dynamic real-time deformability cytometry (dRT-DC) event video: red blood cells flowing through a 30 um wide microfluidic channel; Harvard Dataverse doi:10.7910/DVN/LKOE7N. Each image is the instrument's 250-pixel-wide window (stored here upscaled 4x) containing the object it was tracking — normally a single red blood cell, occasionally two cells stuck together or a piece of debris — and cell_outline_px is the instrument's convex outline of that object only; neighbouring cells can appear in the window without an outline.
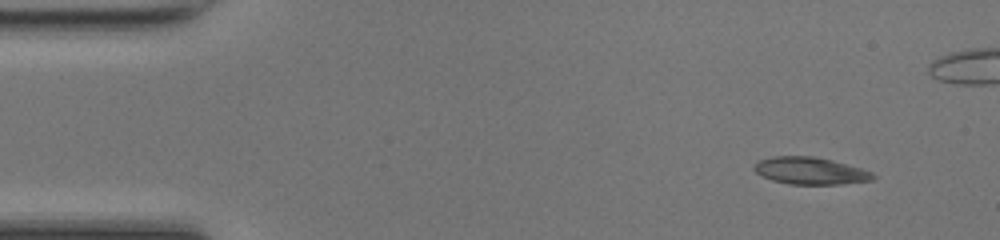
{"species": "common noctule bat (a hibernating species)", "species_latin": "Nyctalus noctula", "temperature_condition": "room temperature", "stored_images_in_passage": 46, "camera_frame_rate_fps": 3000, "um_per_image_px": 0.085, "animal": {"sex": "female", "body_mass_g": 17.0, "forearm_length_mm": 48.0}, "frame": {"image": 1, "passage_image": 1, "time_ms": 0.0, "image_size_px": [1000, 240], "cell_outline_px": [[876, 176], [872, 180], [840, 184], [788, 184], [772, 180], [756, 172], [752, 168], [752, 164], [760, 160], [772, 156], [812, 156], [832, 160], [860, 168], [872, 172]], "centroid_in_image_um": [68.84, 14.51], "position_along_channel_um": 16.2, "area_um2": 18.73}}
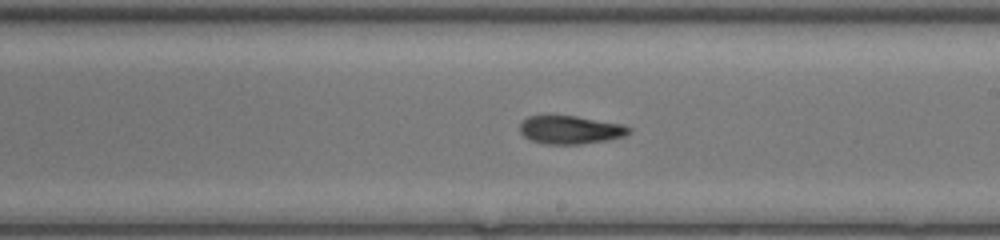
{"frame": {"image": 2, "passage_image": 24, "time_ms": 7.667, "image_size_px": [1000, 240], "cell_outline_px": [[632, 132], [624, 136], [608, 140], [580, 144], [544, 144], [532, 140], [524, 136], [520, 132], [520, 124], [528, 116], [576, 116], [624, 124], [632, 128]], "centroid_in_image_um": [48.53, 11.04], "position_along_channel_um": 240.5, "area_um2": 17.98}}
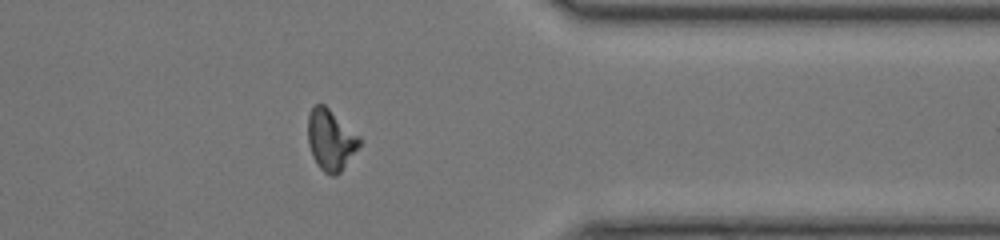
{"frame": {"image": 3, "passage_image": 35, "time_ms": 11.333, "image_size_px": [1000, 240], "cell_outline_px": [[360, 144], [340, 172], [336, 176], [332, 176], [324, 172], [316, 164], [312, 156], [308, 144], [308, 116], [312, 108], [316, 104], [324, 104], [360, 136]], "centroid_in_image_um": [28.09, 11.89], "position_along_channel_um": 383.3, "area_um2": 18.15}, "authors_computed_cell_mechanics": {"area_um2": 18.2648, "velocity_mm_per_s": 4.2921, "shape_relaxation_time_tau1_ms": 6.807, "shape_relaxation_time_tau2_ms": 2.501, "deformation_change_tau1": 0.2078, "deformation_change_tau2": 0.0969}}